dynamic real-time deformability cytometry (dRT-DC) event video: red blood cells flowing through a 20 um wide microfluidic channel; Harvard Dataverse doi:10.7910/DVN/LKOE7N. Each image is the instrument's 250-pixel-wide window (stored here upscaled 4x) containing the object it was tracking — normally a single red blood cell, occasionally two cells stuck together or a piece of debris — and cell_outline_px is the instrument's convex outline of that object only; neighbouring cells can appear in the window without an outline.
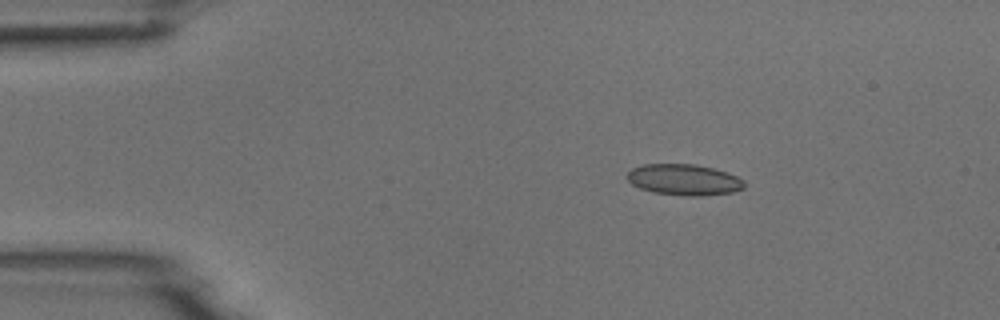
{"species": "common noctule bat (a hibernating species)", "species_latin": "Nyctalus noctula", "temperature_condition": "room temperature", "stored_images_in_passage": 5, "camera_frame_rate_fps": 3000, "um_per_image_px": 0.085, "animal": {"sex": "male", "body_mass_g": 18.8}, "frame": {"image": 1, "passage_image": 3, "time_ms": 2.333, "image_size_px": [1000, 320], "cell_outline_px": [[744, 188], [732, 192], [700, 196], [688, 196], [652, 192], [640, 188], [632, 184], [628, 180], [628, 172], [632, 168], [644, 164], [696, 164], [728, 172], [744, 180]], "centroid_in_image_um": [58.15, 15.27], "position_along_channel_um": 26.9, "area_um2": 21.15}}
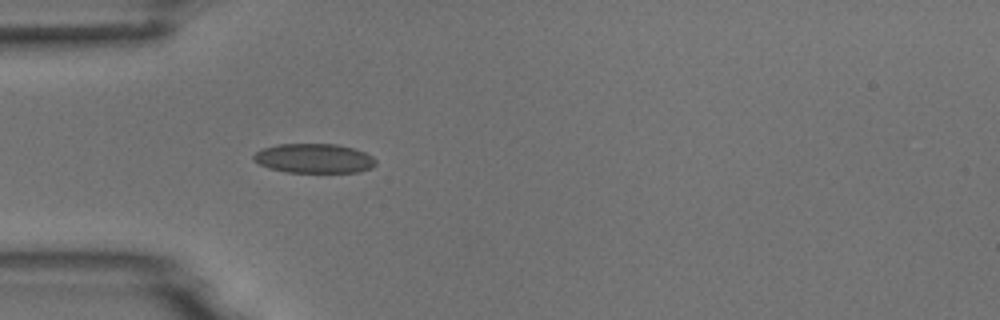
{"frame": {"image": 2, "passage_image": 5, "time_ms": 4.667, "image_size_px": [1000, 320], "cell_outline_px": [[376, 164], [372, 168], [356, 172], [288, 172], [268, 168], [260, 164], [252, 156], [256, 152], [264, 148], [280, 144], [336, 144], [352, 148], [364, 152], [372, 156], [376, 160]], "centroid_in_image_um": [26.72, 13.46], "position_along_channel_um": 58.3, "area_um2": 20.75}}